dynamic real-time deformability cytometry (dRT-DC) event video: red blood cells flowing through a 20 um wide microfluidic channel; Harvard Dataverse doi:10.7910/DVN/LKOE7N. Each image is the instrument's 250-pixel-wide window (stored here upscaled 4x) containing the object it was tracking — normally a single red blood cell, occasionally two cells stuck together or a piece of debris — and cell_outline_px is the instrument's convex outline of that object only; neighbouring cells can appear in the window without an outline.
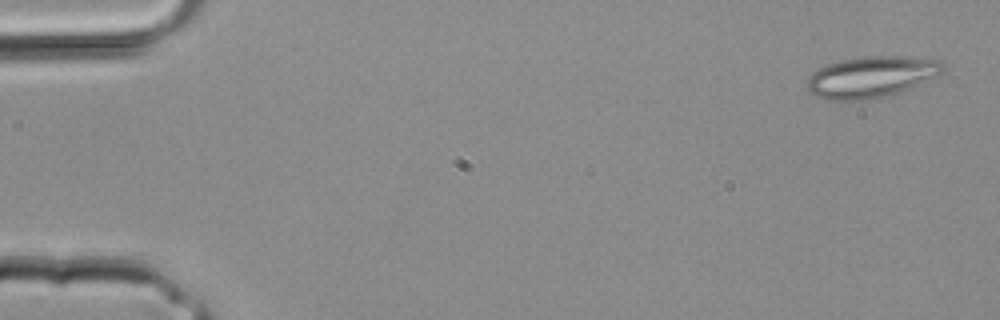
{"species": "common noctule bat (a hibernating species)", "species_latin": "Nyctalus noctula", "temperature_condition": "room temperature", "stored_images_in_passage": 3, "camera_frame_rate_fps": 3000, "um_per_image_px": 0.085, "animal": {"sex": "male", "body_mass_g": 20.4}, "frame": {"image": 1, "passage_image": 3, "time_ms": 0.667, "image_size_px": [1000, 320], "cell_outline_px": [[944, 68], [936, 76], [900, 92], [868, 100], [824, 100], [816, 96], [808, 88], [808, 76], [812, 72], [828, 64], [844, 60], [864, 56], [896, 56], [936, 60], [944, 64]], "centroid_in_image_um": [74.02, 6.55], "position_along_channel_um": 11.0, "area_um2": 32.14}}